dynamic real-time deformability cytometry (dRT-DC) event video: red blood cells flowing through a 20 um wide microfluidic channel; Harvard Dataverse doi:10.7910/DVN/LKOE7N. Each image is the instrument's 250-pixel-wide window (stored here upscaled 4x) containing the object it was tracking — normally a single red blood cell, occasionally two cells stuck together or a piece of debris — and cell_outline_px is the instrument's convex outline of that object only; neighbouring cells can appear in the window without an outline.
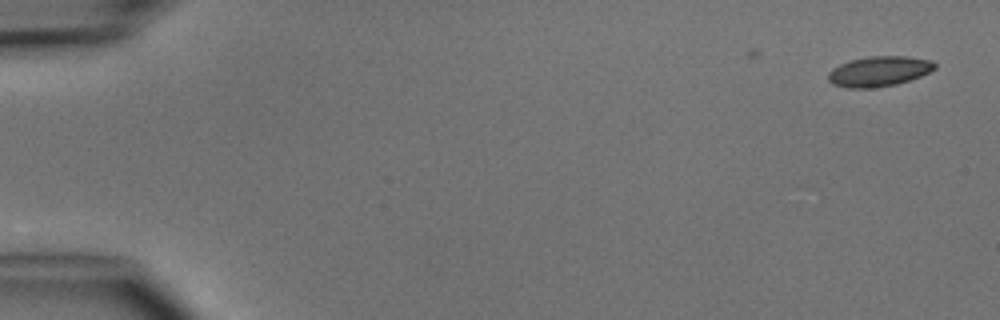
{"species": "common noctule bat (a hibernating species)", "species_latin": "Nyctalus noctula", "temperature_condition": "cold", "stored_images_in_passage": 4, "camera_frame_rate_fps": 3000, "um_per_image_px": 0.085, "animal": {"sex": "male", "body_mass_g": 15.6}, "frame": {"image": 1, "passage_image": 1, "time_ms": 0.0, "image_size_px": [1000, 320], "cell_outline_px": [[936, 68], [920, 76], [896, 84], [872, 88], [848, 88], [832, 84], [828, 80], [828, 72], [832, 68], [848, 60], [868, 56], [908, 56], [932, 60], [936, 64]], "centroid_in_image_um": [74.69, 6.05], "position_along_channel_um": 10.3, "area_um2": 18.84}}
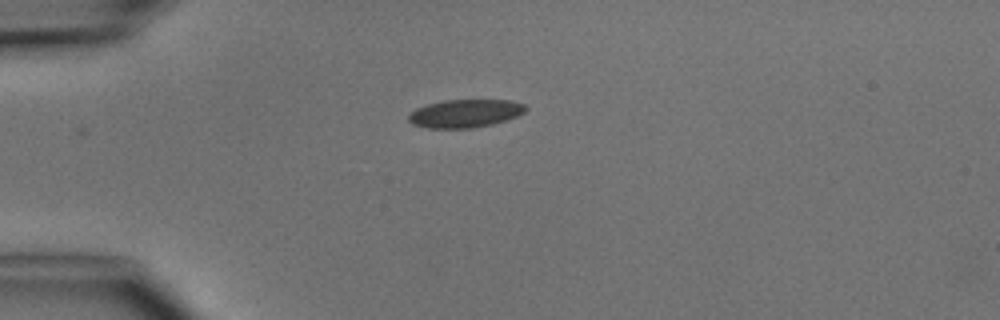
{"frame": {"image": 2, "passage_image": 4, "time_ms": 3.667, "image_size_px": [1000, 320], "cell_outline_px": [[528, 108], [524, 112], [516, 116], [492, 124], [472, 128], [428, 128], [412, 124], [408, 120], [408, 112], [416, 108], [428, 104], [444, 100], [512, 100], [524, 104]], "centroid_in_image_um": [39.5, 9.64], "position_along_channel_um": 45.5, "area_um2": 19.19}}